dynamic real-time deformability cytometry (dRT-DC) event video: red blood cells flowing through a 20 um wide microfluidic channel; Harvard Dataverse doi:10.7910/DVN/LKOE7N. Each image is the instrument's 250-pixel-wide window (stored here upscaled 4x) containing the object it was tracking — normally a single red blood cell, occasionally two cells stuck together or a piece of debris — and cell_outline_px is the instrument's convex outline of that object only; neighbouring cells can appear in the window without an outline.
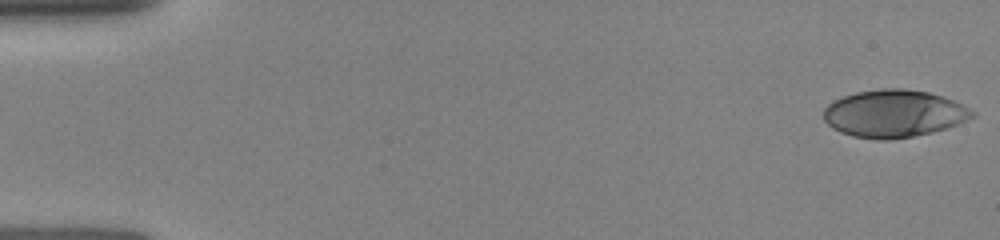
{"species": "human", "species_latin": "Homo sapiens", "temperature_condition": "room temperature", "stored_images_in_passage": 21, "camera_frame_rate_fps": 3000, "um_per_image_px": 0.085, "donor": {"sex": "female"}, "frame": {"image": 1, "passage_image": 1, "time_ms": 0.0, "image_size_px": [1000, 240], "cell_outline_px": [[976, 116], [948, 128], [932, 132], [892, 140], [876, 140], [852, 136], [840, 132], [832, 128], [824, 120], [824, 108], [832, 100], [856, 92], [880, 88], [904, 88], [928, 92], [944, 96], [976, 112]], "centroid_in_image_um": [75.97, 9.65], "position_along_channel_um": 9.0, "area_um2": 41.38}}
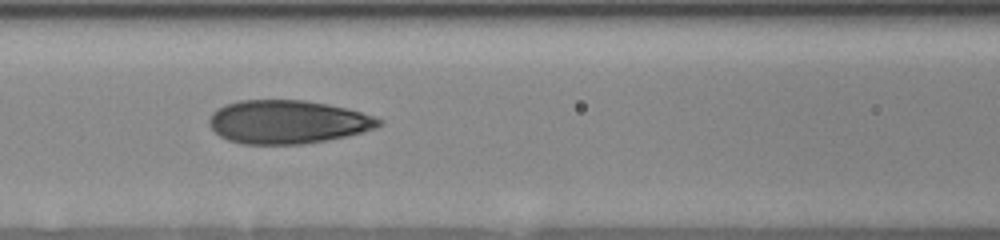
{"frame": {"image": 2, "passage_image": 15, "time_ms": 6.667, "image_size_px": [1000, 240], "cell_outline_px": [[384, 124], [376, 128], [348, 136], [328, 140], [304, 144], [240, 144], [228, 140], [220, 136], [208, 124], [208, 120], [212, 112], [228, 104], [240, 100], [304, 100], [328, 104], [348, 108], [376, 116], [384, 120]], "centroid_in_image_um": [24.5, 10.37], "position_along_channel_um": 142.1, "area_um2": 43.29}}
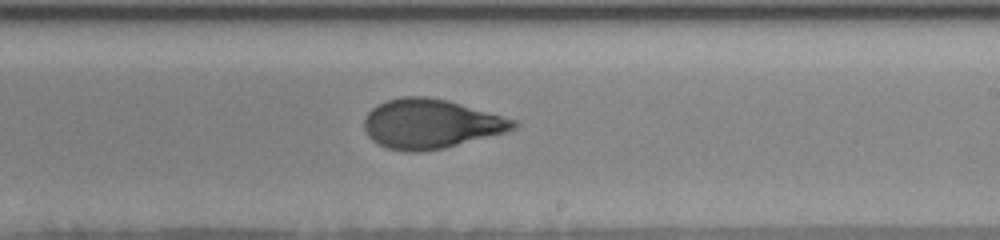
{"frame": {"image": 3, "passage_image": 21, "time_ms": 9.333, "image_size_px": [1000, 240], "cell_outline_px": [[520, 124], [516, 128], [508, 132], [444, 148], [420, 152], [404, 152], [388, 148], [376, 144], [368, 136], [364, 128], [364, 120], [368, 112], [372, 108], [388, 100], [404, 96], [424, 96], [448, 100], [516, 120]], "centroid_in_image_um": [36.62, 10.54], "position_along_channel_um": 252.4, "area_um2": 43.06}}